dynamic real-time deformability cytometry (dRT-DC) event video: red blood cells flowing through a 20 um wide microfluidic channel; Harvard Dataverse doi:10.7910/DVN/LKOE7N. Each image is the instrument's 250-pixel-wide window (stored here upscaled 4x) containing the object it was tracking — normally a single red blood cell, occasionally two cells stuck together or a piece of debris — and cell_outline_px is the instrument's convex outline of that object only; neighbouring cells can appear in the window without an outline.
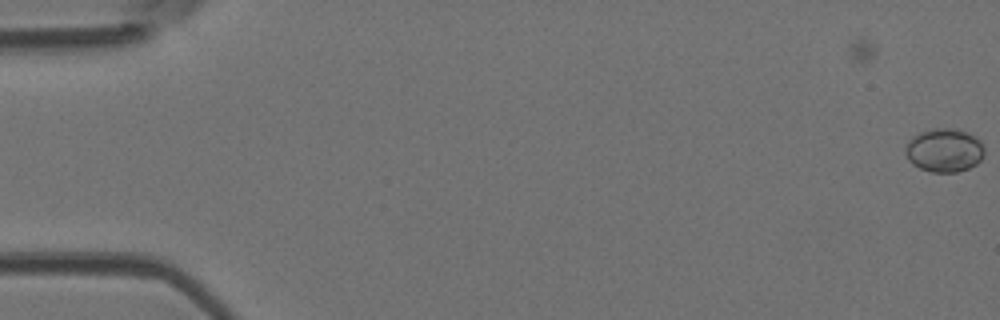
{"species": "Egyptian fruit bat (a non-hibernating species)", "species_latin": "Rousettus aegyptiacus", "temperature_condition": "room temperature", "stored_images_in_passage": 5, "camera_frame_rate_fps": 3000, "um_per_image_px": 0.085, "animal": {"sex": "female"}, "frame": {"image": 1, "passage_image": 1, "time_ms": 0.0, "image_size_px": [1000, 320], "cell_outline_px": [[984, 156], [976, 164], [968, 168], [956, 172], [932, 172], [920, 168], [912, 164], [908, 160], [904, 152], [908, 140], [912, 136], [928, 128], [956, 128], [968, 132], [976, 136], [984, 144]], "centroid_in_image_um": [80.26, 12.75], "position_along_channel_um": 4.7, "area_um2": 20.46}}